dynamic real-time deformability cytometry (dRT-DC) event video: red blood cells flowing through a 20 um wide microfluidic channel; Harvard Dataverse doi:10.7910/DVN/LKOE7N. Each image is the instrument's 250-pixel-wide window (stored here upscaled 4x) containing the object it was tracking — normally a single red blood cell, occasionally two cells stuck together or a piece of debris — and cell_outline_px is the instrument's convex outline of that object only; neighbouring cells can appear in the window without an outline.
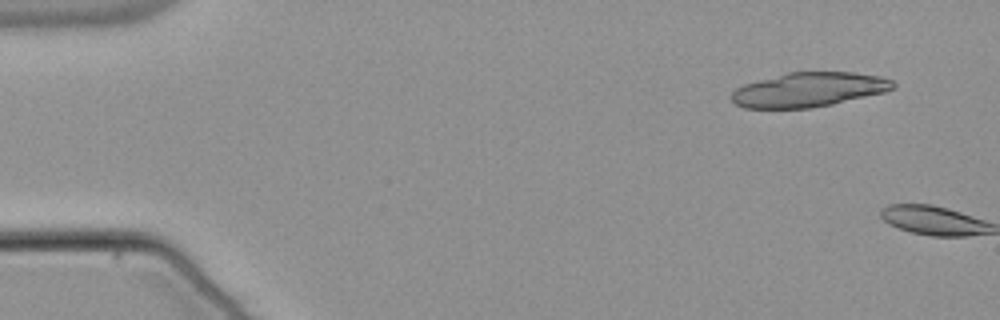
{"species": "common noctule bat (a hibernating species)", "species_latin": "Nyctalus noctula", "temperature_condition": "warm", "stored_images_in_passage": 2, "camera_frame_rate_fps": 3000, "um_per_image_px": 0.085, "animal": {"sex": "male", "body_mass_g": 21.5, "forearm_length_mm": 52.0}, "frame": {"image": 1, "passage_image": 1, "time_ms": 0.0, "image_size_px": [1000, 320], "cell_outline_px": [[896, 88], [884, 92], [832, 104], [812, 108], [744, 108], [736, 104], [728, 96], [736, 88], [744, 84], [788, 72], [852, 72], [880, 76], [892, 80], [896, 84]], "centroid_in_image_um": [68.74, 7.62], "position_along_channel_um": 16.3, "area_um2": 32.43}}